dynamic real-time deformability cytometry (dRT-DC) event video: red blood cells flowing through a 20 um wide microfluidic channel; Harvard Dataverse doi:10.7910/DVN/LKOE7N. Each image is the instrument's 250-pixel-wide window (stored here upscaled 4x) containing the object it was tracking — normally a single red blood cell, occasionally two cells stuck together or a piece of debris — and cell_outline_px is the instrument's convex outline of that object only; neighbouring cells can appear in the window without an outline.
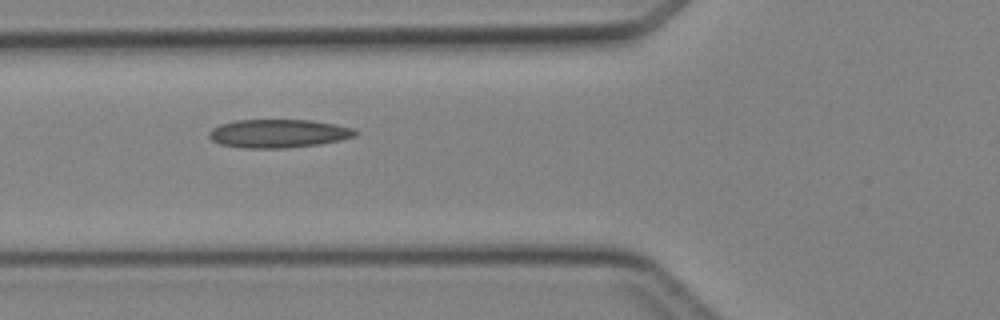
{"species": "Egyptian fruit bat (a non-hibernating species)", "species_latin": "Rousettus aegyptiacus", "temperature_condition": "cold", "stored_images_in_passage": 3, "camera_frame_rate_fps": 3000, "um_per_image_px": 0.085, "animal": {"sex": "female"}, "frame": {"image": 1, "passage_image": 2, "time_ms": 2.0, "image_size_px": [1000, 320], "cell_outline_px": [[360, 132], [356, 136], [340, 140], [320, 144], [284, 148], [248, 148], [220, 144], [212, 140], [208, 136], [208, 132], [212, 128], [220, 124], [236, 120], [312, 120], [336, 124], [352, 128]], "centroid_in_image_um": [23.68, 11.34], "position_along_channel_um": 102.1, "area_um2": 24.28}}
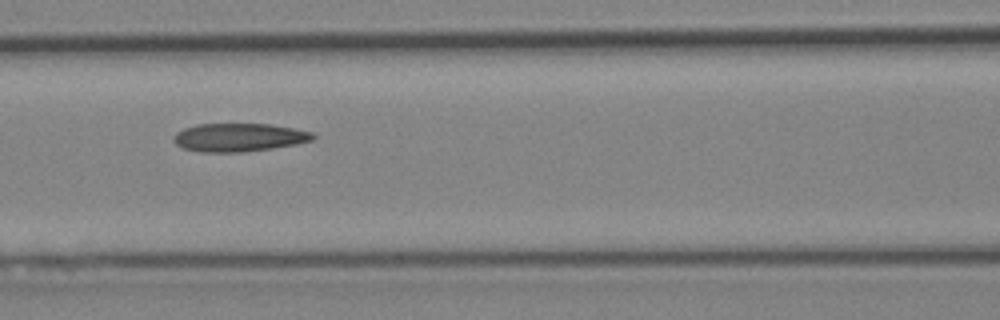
{"frame": {"image": 2, "passage_image": 3, "time_ms": 3.0, "image_size_px": [1000, 320], "cell_outline_px": [[316, 136], [312, 140], [296, 144], [272, 148], [244, 152], [200, 152], [180, 148], [172, 140], [172, 136], [176, 132], [184, 128], [196, 124], [268, 124], [292, 128], [312, 132]], "centroid_in_image_um": [20.25, 11.68], "position_along_channel_um": 146.4, "area_um2": 23.06}}